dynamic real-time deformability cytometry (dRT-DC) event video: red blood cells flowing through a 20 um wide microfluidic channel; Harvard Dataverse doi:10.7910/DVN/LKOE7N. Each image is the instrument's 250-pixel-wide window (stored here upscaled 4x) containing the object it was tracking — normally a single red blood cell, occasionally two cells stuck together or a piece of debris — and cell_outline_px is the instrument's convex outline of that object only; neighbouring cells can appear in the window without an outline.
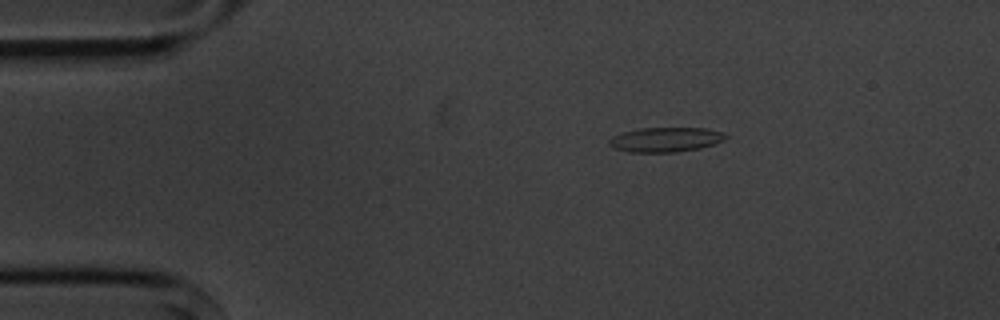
{"species": "common noctule bat (a hibernating species)", "species_latin": "Nyctalus noctula", "temperature_condition": "cold", "stored_images_in_passage": 3, "camera_frame_rate_fps": 3000, "um_per_image_px": 0.085, "animal": {"sex": "male", "body_mass_g": 20.1, "forearm_length_mm": 53.5}, "frame": {"image": 1, "passage_image": 2, "time_ms": 1.333, "image_size_px": [1000, 320], "cell_outline_px": [[728, 136], [724, 140], [716, 144], [700, 148], [676, 152], [628, 152], [616, 148], [608, 144], [608, 140], [612, 136], [624, 132], [640, 128], [704, 128], [720, 132]], "centroid_in_image_um": [56.57, 11.87], "position_along_channel_um": 28.4, "area_um2": 16.65}}